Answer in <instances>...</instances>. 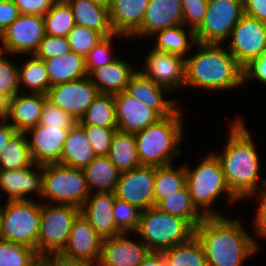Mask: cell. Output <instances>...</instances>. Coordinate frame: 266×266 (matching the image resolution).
<instances>
[{
  "label": "cell",
  "mask_w": 266,
  "mask_h": 266,
  "mask_svg": "<svg viewBox=\"0 0 266 266\" xmlns=\"http://www.w3.org/2000/svg\"><path fill=\"white\" fill-rule=\"evenodd\" d=\"M117 130L137 133L162 118L155 110L135 100L125 91L114 94Z\"/></svg>",
  "instance_id": "cell-18"
},
{
  "label": "cell",
  "mask_w": 266,
  "mask_h": 266,
  "mask_svg": "<svg viewBox=\"0 0 266 266\" xmlns=\"http://www.w3.org/2000/svg\"><path fill=\"white\" fill-rule=\"evenodd\" d=\"M259 196V206L258 213L255 217L253 227L255 228L256 235L259 237H266V190L258 194Z\"/></svg>",
  "instance_id": "cell-52"
},
{
  "label": "cell",
  "mask_w": 266,
  "mask_h": 266,
  "mask_svg": "<svg viewBox=\"0 0 266 266\" xmlns=\"http://www.w3.org/2000/svg\"><path fill=\"white\" fill-rule=\"evenodd\" d=\"M145 57L141 72L146 77L170 92L185 87V58L154 48Z\"/></svg>",
  "instance_id": "cell-16"
},
{
  "label": "cell",
  "mask_w": 266,
  "mask_h": 266,
  "mask_svg": "<svg viewBox=\"0 0 266 266\" xmlns=\"http://www.w3.org/2000/svg\"><path fill=\"white\" fill-rule=\"evenodd\" d=\"M186 185L184 165L176 168L172 164L156 167L154 183L155 206L166 196Z\"/></svg>",
  "instance_id": "cell-38"
},
{
  "label": "cell",
  "mask_w": 266,
  "mask_h": 266,
  "mask_svg": "<svg viewBox=\"0 0 266 266\" xmlns=\"http://www.w3.org/2000/svg\"><path fill=\"white\" fill-rule=\"evenodd\" d=\"M23 93V91L22 93L19 91L7 100L5 120L11 121L9 124L17 132H26L39 124L43 105L47 99L46 94L27 92L28 95Z\"/></svg>",
  "instance_id": "cell-20"
},
{
  "label": "cell",
  "mask_w": 266,
  "mask_h": 266,
  "mask_svg": "<svg viewBox=\"0 0 266 266\" xmlns=\"http://www.w3.org/2000/svg\"><path fill=\"white\" fill-rule=\"evenodd\" d=\"M46 34L68 37L76 25L71 7L65 0H57L43 16Z\"/></svg>",
  "instance_id": "cell-39"
},
{
  "label": "cell",
  "mask_w": 266,
  "mask_h": 266,
  "mask_svg": "<svg viewBox=\"0 0 266 266\" xmlns=\"http://www.w3.org/2000/svg\"><path fill=\"white\" fill-rule=\"evenodd\" d=\"M78 123L81 126L117 128L114 94L99 93Z\"/></svg>",
  "instance_id": "cell-36"
},
{
  "label": "cell",
  "mask_w": 266,
  "mask_h": 266,
  "mask_svg": "<svg viewBox=\"0 0 266 266\" xmlns=\"http://www.w3.org/2000/svg\"><path fill=\"white\" fill-rule=\"evenodd\" d=\"M4 206L1 239L31 247L37 252L41 204L29 198L8 200Z\"/></svg>",
  "instance_id": "cell-9"
},
{
  "label": "cell",
  "mask_w": 266,
  "mask_h": 266,
  "mask_svg": "<svg viewBox=\"0 0 266 266\" xmlns=\"http://www.w3.org/2000/svg\"><path fill=\"white\" fill-rule=\"evenodd\" d=\"M183 25L194 31L201 25L207 12L208 0H181Z\"/></svg>",
  "instance_id": "cell-48"
},
{
  "label": "cell",
  "mask_w": 266,
  "mask_h": 266,
  "mask_svg": "<svg viewBox=\"0 0 266 266\" xmlns=\"http://www.w3.org/2000/svg\"><path fill=\"white\" fill-rule=\"evenodd\" d=\"M80 213L78 206L41 204V218L37 242V254L59 255L66 247L73 220Z\"/></svg>",
  "instance_id": "cell-8"
},
{
  "label": "cell",
  "mask_w": 266,
  "mask_h": 266,
  "mask_svg": "<svg viewBox=\"0 0 266 266\" xmlns=\"http://www.w3.org/2000/svg\"><path fill=\"white\" fill-rule=\"evenodd\" d=\"M96 157L84 128L77 122L70 129L63 146L59 164L84 169Z\"/></svg>",
  "instance_id": "cell-27"
},
{
  "label": "cell",
  "mask_w": 266,
  "mask_h": 266,
  "mask_svg": "<svg viewBox=\"0 0 266 266\" xmlns=\"http://www.w3.org/2000/svg\"><path fill=\"white\" fill-rule=\"evenodd\" d=\"M150 0H112L108 8L109 20L115 34L129 38L141 28Z\"/></svg>",
  "instance_id": "cell-25"
},
{
  "label": "cell",
  "mask_w": 266,
  "mask_h": 266,
  "mask_svg": "<svg viewBox=\"0 0 266 266\" xmlns=\"http://www.w3.org/2000/svg\"><path fill=\"white\" fill-rule=\"evenodd\" d=\"M183 27L184 25L181 24L157 31L154 34V37H156L154 49L186 58L187 53L190 52L189 49L191 46L197 42L194 30L190 28L188 36L186 33L187 31H185V27Z\"/></svg>",
  "instance_id": "cell-32"
},
{
  "label": "cell",
  "mask_w": 266,
  "mask_h": 266,
  "mask_svg": "<svg viewBox=\"0 0 266 266\" xmlns=\"http://www.w3.org/2000/svg\"><path fill=\"white\" fill-rule=\"evenodd\" d=\"M3 54L0 52V94L8 100L20 91L18 65Z\"/></svg>",
  "instance_id": "cell-44"
},
{
  "label": "cell",
  "mask_w": 266,
  "mask_h": 266,
  "mask_svg": "<svg viewBox=\"0 0 266 266\" xmlns=\"http://www.w3.org/2000/svg\"><path fill=\"white\" fill-rule=\"evenodd\" d=\"M57 0H13L21 14L44 16Z\"/></svg>",
  "instance_id": "cell-50"
},
{
  "label": "cell",
  "mask_w": 266,
  "mask_h": 266,
  "mask_svg": "<svg viewBox=\"0 0 266 266\" xmlns=\"http://www.w3.org/2000/svg\"><path fill=\"white\" fill-rule=\"evenodd\" d=\"M20 10L13 0L0 1V35L10 26L19 16Z\"/></svg>",
  "instance_id": "cell-51"
},
{
  "label": "cell",
  "mask_w": 266,
  "mask_h": 266,
  "mask_svg": "<svg viewBox=\"0 0 266 266\" xmlns=\"http://www.w3.org/2000/svg\"><path fill=\"white\" fill-rule=\"evenodd\" d=\"M7 110V99L0 94V120L5 119Z\"/></svg>",
  "instance_id": "cell-57"
},
{
  "label": "cell",
  "mask_w": 266,
  "mask_h": 266,
  "mask_svg": "<svg viewBox=\"0 0 266 266\" xmlns=\"http://www.w3.org/2000/svg\"><path fill=\"white\" fill-rule=\"evenodd\" d=\"M90 195L83 169L59 163L43 165L42 198L49 204L72 205L81 208ZM55 201V202H54Z\"/></svg>",
  "instance_id": "cell-7"
},
{
  "label": "cell",
  "mask_w": 266,
  "mask_h": 266,
  "mask_svg": "<svg viewBox=\"0 0 266 266\" xmlns=\"http://www.w3.org/2000/svg\"><path fill=\"white\" fill-rule=\"evenodd\" d=\"M77 121L67 112L46 99L43 105L40 118V125L54 126L58 128H71Z\"/></svg>",
  "instance_id": "cell-46"
},
{
  "label": "cell",
  "mask_w": 266,
  "mask_h": 266,
  "mask_svg": "<svg viewBox=\"0 0 266 266\" xmlns=\"http://www.w3.org/2000/svg\"><path fill=\"white\" fill-rule=\"evenodd\" d=\"M197 51L185 58V87L225 91L243 85V70L223 45L196 43Z\"/></svg>",
  "instance_id": "cell-3"
},
{
  "label": "cell",
  "mask_w": 266,
  "mask_h": 266,
  "mask_svg": "<svg viewBox=\"0 0 266 266\" xmlns=\"http://www.w3.org/2000/svg\"><path fill=\"white\" fill-rule=\"evenodd\" d=\"M71 7L75 24L100 32L104 37L115 34L108 8L90 0H65Z\"/></svg>",
  "instance_id": "cell-28"
},
{
  "label": "cell",
  "mask_w": 266,
  "mask_h": 266,
  "mask_svg": "<svg viewBox=\"0 0 266 266\" xmlns=\"http://www.w3.org/2000/svg\"><path fill=\"white\" fill-rule=\"evenodd\" d=\"M122 37V34H113L103 37L87 54L85 57V67L89 74L93 69L100 68L116 60L118 57L112 56L111 48L114 37Z\"/></svg>",
  "instance_id": "cell-43"
},
{
  "label": "cell",
  "mask_w": 266,
  "mask_h": 266,
  "mask_svg": "<svg viewBox=\"0 0 266 266\" xmlns=\"http://www.w3.org/2000/svg\"><path fill=\"white\" fill-rule=\"evenodd\" d=\"M137 72L120 57L113 62L93 69L88 78L97 87L99 93L116 94L125 91L132 76Z\"/></svg>",
  "instance_id": "cell-26"
},
{
  "label": "cell",
  "mask_w": 266,
  "mask_h": 266,
  "mask_svg": "<svg viewBox=\"0 0 266 266\" xmlns=\"http://www.w3.org/2000/svg\"><path fill=\"white\" fill-rule=\"evenodd\" d=\"M241 222L225 216L204 217L194 229L208 266H243L259 249Z\"/></svg>",
  "instance_id": "cell-2"
},
{
  "label": "cell",
  "mask_w": 266,
  "mask_h": 266,
  "mask_svg": "<svg viewBox=\"0 0 266 266\" xmlns=\"http://www.w3.org/2000/svg\"><path fill=\"white\" fill-rule=\"evenodd\" d=\"M83 171L90 194L92 190L96 193H115L121 172L107 156H96Z\"/></svg>",
  "instance_id": "cell-30"
},
{
  "label": "cell",
  "mask_w": 266,
  "mask_h": 266,
  "mask_svg": "<svg viewBox=\"0 0 266 266\" xmlns=\"http://www.w3.org/2000/svg\"><path fill=\"white\" fill-rule=\"evenodd\" d=\"M115 197L112 192L91 193L80 208V212L103 239L123 234L112 215Z\"/></svg>",
  "instance_id": "cell-23"
},
{
  "label": "cell",
  "mask_w": 266,
  "mask_h": 266,
  "mask_svg": "<svg viewBox=\"0 0 266 266\" xmlns=\"http://www.w3.org/2000/svg\"><path fill=\"white\" fill-rule=\"evenodd\" d=\"M244 14L266 23V0H243Z\"/></svg>",
  "instance_id": "cell-53"
},
{
  "label": "cell",
  "mask_w": 266,
  "mask_h": 266,
  "mask_svg": "<svg viewBox=\"0 0 266 266\" xmlns=\"http://www.w3.org/2000/svg\"><path fill=\"white\" fill-rule=\"evenodd\" d=\"M99 94L88 76L50 87L47 99L67 112L77 122Z\"/></svg>",
  "instance_id": "cell-14"
},
{
  "label": "cell",
  "mask_w": 266,
  "mask_h": 266,
  "mask_svg": "<svg viewBox=\"0 0 266 266\" xmlns=\"http://www.w3.org/2000/svg\"><path fill=\"white\" fill-rule=\"evenodd\" d=\"M39 257L31 247L0 239V266H38Z\"/></svg>",
  "instance_id": "cell-40"
},
{
  "label": "cell",
  "mask_w": 266,
  "mask_h": 266,
  "mask_svg": "<svg viewBox=\"0 0 266 266\" xmlns=\"http://www.w3.org/2000/svg\"><path fill=\"white\" fill-rule=\"evenodd\" d=\"M244 15L243 0H208L204 20L194 31L196 42L222 45Z\"/></svg>",
  "instance_id": "cell-10"
},
{
  "label": "cell",
  "mask_w": 266,
  "mask_h": 266,
  "mask_svg": "<svg viewBox=\"0 0 266 266\" xmlns=\"http://www.w3.org/2000/svg\"><path fill=\"white\" fill-rule=\"evenodd\" d=\"M2 222H3V205L0 206V239L2 234Z\"/></svg>",
  "instance_id": "cell-59"
},
{
  "label": "cell",
  "mask_w": 266,
  "mask_h": 266,
  "mask_svg": "<svg viewBox=\"0 0 266 266\" xmlns=\"http://www.w3.org/2000/svg\"><path fill=\"white\" fill-rule=\"evenodd\" d=\"M25 64L18 66L19 89L26 86L31 93L47 94L51 87L50 79L42 59L31 55Z\"/></svg>",
  "instance_id": "cell-37"
},
{
  "label": "cell",
  "mask_w": 266,
  "mask_h": 266,
  "mask_svg": "<svg viewBox=\"0 0 266 266\" xmlns=\"http://www.w3.org/2000/svg\"><path fill=\"white\" fill-rule=\"evenodd\" d=\"M17 131L5 119L0 120V152Z\"/></svg>",
  "instance_id": "cell-55"
},
{
  "label": "cell",
  "mask_w": 266,
  "mask_h": 266,
  "mask_svg": "<svg viewBox=\"0 0 266 266\" xmlns=\"http://www.w3.org/2000/svg\"><path fill=\"white\" fill-rule=\"evenodd\" d=\"M162 254L166 266H208L203 246L195 235Z\"/></svg>",
  "instance_id": "cell-35"
},
{
  "label": "cell",
  "mask_w": 266,
  "mask_h": 266,
  "mask_svg": "<svg viewBox=\"0 0 266 266\" xmlns=\"http://www.w3.org/2000/svg\"><path fill=\"white\" fill-rule=\"evenodd\" d=\"M96 4L102 5L106 8H109L112 0H90Z\"/></svg>",
  "instance_id": "cell-58"
},
{
  "label": "cell",
  "mask_w": 266,
  "mask_h": 266,
  "mask_svg": "<svg viewBox=\"0 0 266 266\" xmlns=\"http://www.w3.org/2000/svg\"><path fill=\"white\" fill-rule=\"evenodd\" d=\"M45 35L43 16L21 14L0 35V52L34 55Z\"/></svg>",
  "instance_id": "cell-11"
},
{
  "label": "cell",
  "mask_w": 266,
  "mask_h": 266,
  "mask_svg": "<svg viewBox=\"0 0 266 266\" xmlns=\"http://www.w3.org/2000/svg\"><path fill=\"white\" fill-rule=\"evenodd\" d=\"M71 51L67 37H57L46 34L34 56L45 60L51 57L66 55Z\"/></svg>",
  "instance_id": "cell-47"
},
{
  "label": "cell",
  "mask_w": 266,
  "mask_h": 266,
  "mask_svg": "<svg viewBox=\"0 0 266 266\" xmlns=\"http://www.w3.org/2000/svg\"><path fill=\"white\" fill-rule=\"evenodd\" d=\"M107 157L120 172L129 171L140 166L135 134L116 130Z\"/></svg>",
  "instance_id": "cell-31"
},
{
  "label": "cell",
  "mask_w": 266,
  "mask_h": 266,
  "mask_svg": "<svg viewBox=\"0 0 266 266\" xmlns=\"http://www.w3.org/2000/svg\"><path fill=\"white\" fill-rule=\"evenodd\" d=\"M228 137L224 150L219 153L216 151L215 154L221 162L231 193L238 200H243L265 191L266 178L260 182L262 188H258L261 164L257 148L241 118H237L230 124Z\"/></svg>",
  "instance_id": "cell-1"
},
{
  "label": "cell",
  "mask_w": 266,
  "mask_h": 266,
  "mask_svg": "<svg viewBox=\"0 0 266 266\" xmlns=\"http://www.w3.org/2000/svg\"><path fill=\"white\" fill-rule=\"evenodd\" d=\"M103 238L80 212L73 220L69 241L59 256L68 261L97 266L101 257Z\"/></svg>",
  "instance_id": "cell-13"
},
{
  "label": "cell",
  "mask_w": 266,
  "mask_h": 266,
  "mask_svg": "<svg viewBox=\"0 0 266 266\" xmlns=\"http://www.w3.org/2000/svg\"><path fill=\"white\" fill-rule=\"evenodd\" d=\"M125 235L103 239L97 266H139L150 251L142 241L133 242Z\"/></svg>",
  "instance_id": "cell-21"
},
{
  "label": "cell",
  "mask_w": 266,
  "mask_h": 266,
  "mask_svg": "<svg viewBox=\"0 0 266 266\" xmlns=\"http://www.w3.org/2000/svg\"><path fill=\"white\" fill-rule=\"evenodd\" d=\"M125 92L135 100L155 110L161 117L169 116L178 109L174 100L165 99L170 91L156 84L138 69L132 76Z\"/></svg>",
  "instance_id": "cell-22"
},
{
  "label": "cell",
  "mask_w": 266,
  "mask_h": 266,
  "mask_svg": "<svg viewBox=\"0 0 266 266\" xmlns=\"http://www.w3.org/2000/svg\"><path fill=\"white\" fill-rule=\"evenodd\" d=\"M181 110L160 118L144 130L135 133L137 153L141 165L166 166L173 164V156L181 155L179 143L184 138Z\"/></svg>",
  "instance_id": "cell-4"
},
{
  "label": "cell",
  "mask_w": 266,
  "mask_h": 266,
  "mask_svg": "<svg viewBox=\"0 0 266 266\" xmlns=\"http://www.w3.org/2000/svg\"><path fill=\"white\" fill-rule=\"evenodd\" d=\"M43 61L51 87L88 76L85 67V58L73 51H70L66 55L51 57Z\"/></svg>",
  "instance_id": "cell-29"
},
{
  "label": "cell",
  "mask_w": 266,
  "mask_h": 266,
  "mask_svg": "<svg viewBox=\"0 0 266 266\" xmlns=\"http://www.w3.org/2000/svg\"><path fill=\"white\" fill-rule=\"evenodd\" d=\"M242 70L243 84L252 79H256L266 85V51L258 58L251 60Z\"/></svg>",
  "instance_id": "cell-49"
},
{
  "label": "cell",
  "mask_w": 266,
  "mask_h": 266,
  "mask_svg": "<svg viewBox=\"0 0 266 266\" xmlns=\"http://www.w3.org/2000/svg\"><path fill=\"white\" fill-rule=\"evenodd\" d=\"M85 135L97 157L107 156L111 140L117 128H106L97 126H82Z\"/></svg>",
  "instance_id": "cell-45"
},
{
  "label": "cell",
  "mask_w": 266,
  "mask_h": 266,
  "mask_svg": "<svg viewBox=\"0 0 266 266\" xmlns=\"http://www.w3.org/2000/svg\"><path fill=\"white\" fill-rule=\"evenodd\" d=\"M142 210L137 206L129 204L115 197L112 215L115 219L117 228L125 234L128 232H135L138 229L140 215Z\"/></svg>",
  "instance_id": "cell-41"
},
{
  "label": "cell",
  "mask_w": 266,
  "mask_h": 266,
  "mask_svg": "<svg viewBox=\"0 0 266 266\" xmlns=\"http://www.w3.org/2000/svg\"><path fill=\"white\" fill-rule=\"evenodd\" d=\"M36 165L25 132H16L0 152V170H18Z\"/></svg>",
  "instance_id": "cell-34"
},
{
  "label": "cell",
  "mask_w": 266,
  "mask_h": 266,
  "mask_svg": "<svg viewBox=\"0 0 266 266\" xmlns=\"http://www.w3.org/2000/svg\"><path fill=\"white\" fill-rule=\"evenodd\" d=\"M38 266H94L83 262L68 261L59 255H47L39 257Z\"/></svg>",
  "instance_id": "cell-54"
},
{
  "label": "cell",
  "mask_w": 266,
  "mask_h": 266,
  "mask_svg": "<svg viewBox=\"0 0 266 266\" xmlns=\"http://www.w3.org/2000/svg\"><path fill=\"white\" fill-rule=\"evenodd\" d=\"M104 36L97 31L84 26L75 25L68 34V41L71 51L78 55L87 56L89 51L103 38Z\"/></svg>",
  "instance_id": "cell-42"
},
{
  "label": "cell",
  "mask_w": 266,
  "mask_h": 266,
  "mask_svg": "<svg viewBox=\"0 0 266 266\" xmlns=\"http://www.w3.org/2000/svg\"><path fill=\"white\" fill-rule=\"evenodd\" d=\"M212 152L202 159L194 170L184 165L186 186L190 192L192 202L204 217L224 216L220 212L218 213L215 208L213 210V203L224 192L230 203L239 201L231 193L226 183L219 158L214 151Z\"/></svg>",
  "instance_id": "cell-5"
},
{
  "label": "cell",
  "mask_w": 266,
  "mask_h": 266,
  "mask_svg": "<svg viewBox=\"0 0 266 266\" xmlns=\"http://www.w3.org/2000/svg\"><path fill=\"white\" fill-rule=\"evenodd\" d=\"M0 190L7 194V201L27 200L26 194H34V192L41 198L43 193V165L36 164L18 170H0Z\"/></svg>",
  "instance_id": "cell-19"
},
{
  "label": "cell",
  "mask_w": 266,
  "mask_h": 266,
  "mask_svg": "<svg viewBox=\"0 0 266 266\" xmlns=\"http://www.w3.org/2000/svg\"><path fill=\"white\" fill-rule=\"evenodd\" d=\"M229 39L227 49L243 68L266 51V23L244 15L233 27Z\"/></svg>",
  "instance_id": "cell-12"
},
{
  "label": "cell",
  "mask_w": 266,
  "mask_h": 266,
  "mask_svg": "<svg viewBox=\"0 0 266 266\" xmlns=\"http://www.w3.org/2000/svg\"><path fill=\"white\" fill-rule=\"evenodd\" d=\"M139 266H166L162 252H149Z\"/></svg>",
  "instance_id": "cell-56"
},
{
  "label": "cell",
  "mask_w": 266,
  "mask_h": 266,
  "mask_svg": "<svg viewBox=\"0 0 266 266\" xmlns=\"http://www.w3.org/2000/svg\"><path fill=\"white\" fill-rule=\"evenodd\" d=\"M135 233L150 252H163L188 241L194 236V228L185 219L153 206L141 212Z\"/></svg>",
  "instance_id": "cell-6"
},
{
  "label": "cell",
  "mask_w": 266,
  "mask_h": 266,
  "mask_svg": "<svg viewBox=\"0 0 266 266\" xmlns=\"http://www.w3.org/2000/svg\"><path fill=\"white\" fill-rule=\"evenodd\" d=\"M156 207L170 215L185 219L194 229L204 219L203 214L194 206L186 185L163 198Z\"/></svg>",
  "instance_id": "cell-33"
},
{
  "label": "cell",
  "mask_w": 266,
  "mask_h": 266,
  "mask_svg": "<svg viewBox=\"0 0 266 266\" xmlns=\"http://www.w3.org/2000/svg\"><path fill=\"white\" fill-rule=\"evenodd\" d=\"M183 24V9L181 0H150L141 28L132 36H154L157 31Z\"/></svg>",
  "instance_id": "cell-24"
},
{
  "label": "cell",
  "mask_w": 266,
  "mask_h": 266,
  "mask_svg": "<svg viewBox=\"0 0 266 266\" xmlns=\"http://www.w3.org/2000/svg\"><path fill=\"white\" fill-rule=\"evenodd\" d=\"M70 128L36 125L28 129V144L35 164L58 163ZM31 139H29V134Z\"/></svg>",
  "instance_id": "cell-17"
},
{
  "label": "cell",
  "mask_w": 266,
  "mask_h": 266,
  "mask_svg": "<svg viewBox=\"0 0 266 266\" xmlns=\"http://www.w3.org/2000/svg\"><path fill=\"white\" fill-rule=\"evenodd\" d=\"M155 171L154 166L140 165L135 169L121 172L115 190L116 197L137 206L142 211L155 206Z\"/></svg>",
  "instance_id": "cell-15"
}]
</instances>
